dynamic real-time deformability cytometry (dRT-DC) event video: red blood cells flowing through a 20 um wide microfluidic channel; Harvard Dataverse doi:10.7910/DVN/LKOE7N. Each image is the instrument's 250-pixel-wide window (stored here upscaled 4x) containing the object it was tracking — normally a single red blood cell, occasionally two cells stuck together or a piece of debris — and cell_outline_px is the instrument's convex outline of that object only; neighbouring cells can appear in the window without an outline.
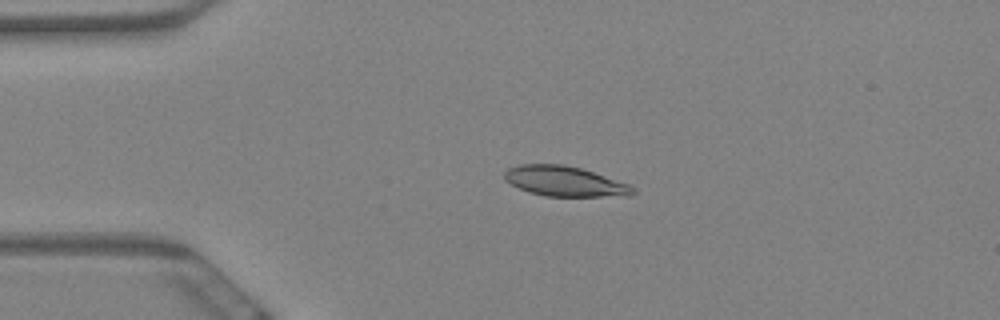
{"species": "Egyptian fruit bat (a non-hibernating species)", "species_latin": "Rousettus aegyptiacus", "temperature_condition": "warm", "stored_images_in_passage": 61, "camera_frame_rate_fps": 3000, "um_per_image_px": 0.085, "animal": {"sex": "female"}, "frame": {"image": 1, "passage_image": 14, "time_ms": 4.333, "image_size_px": [1000, 320], "cell_outline_px": [[636, 192], [632, 196], [544, 196], [528, 192], [504, 180], [504, 172], [508, 168], [520, 164], [564, 164], [580, 168], [628, 184], [636, 188]], "centroid_in_image_um": [48.0, 15.41], "position_along_channel_um": 37.0, "area_um2": 22.48}}
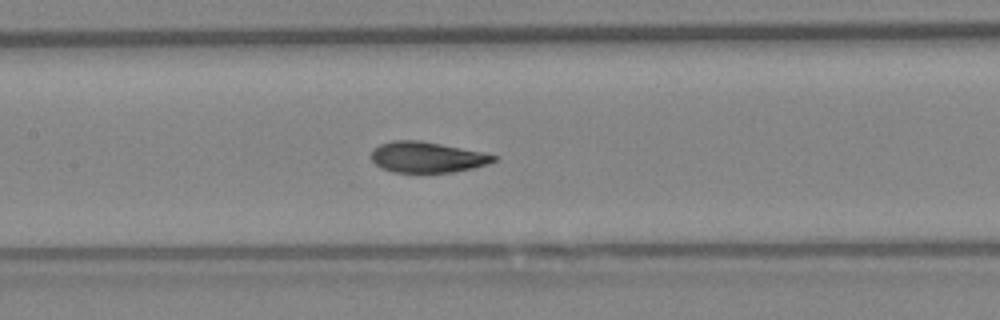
{"frame": {"image": 2, "passage_image": 29, "time_ms": 9.333, "image_size_px": [1000, 320], "cell_outline_px": [[500, 156], [496, 160], [488, 164], [472, 168], [452, 172], [392, 172], [380, 168], [372, 160], [372, 148], [380, 144], [392, 140], [420, 140], [484, 152]], "centroid_in_image_um": [36.31, 13.35], "position_along_channel_um": 171.1, "area_um2": 22.08}}
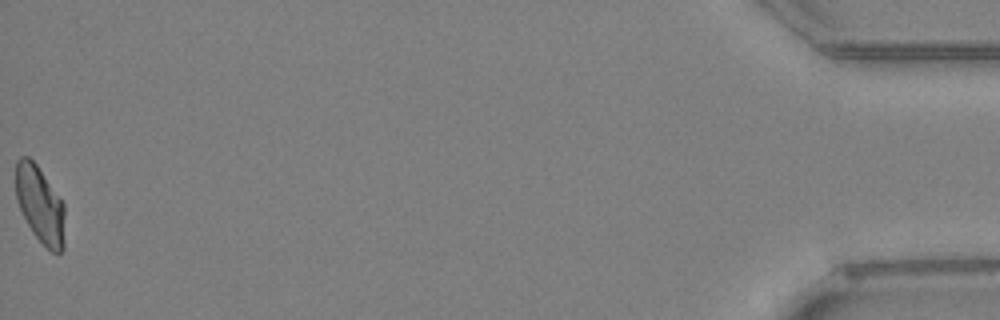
{"frame": {"image": 3, "passage_image": 61, "time_ms": 20.0, "image_size_px": [1000, 320], "cell_outline_px": [[64, 248], [60, 252], [52, 252], [32, 232], [16, 200], [16, 160], [20, 156], [28, 156], [36, 164], [64, 204]], "centroid_in_image_um": [3.4, 17.38], "position_along_channel_um": 431.8, "area_um2": 21.68}, "authors_computed_cell_mechanics": {"area_um2": 22.3686, "velocity_mm_per_s": 3.3937, "shape_relaxation_time_tau1_ms": 6.3265, "shape_relaxation_time_tau2_ms": 1.1573, "deformation_change_tau1": 0.1792, "deformation_change_tau2": 0.056}}